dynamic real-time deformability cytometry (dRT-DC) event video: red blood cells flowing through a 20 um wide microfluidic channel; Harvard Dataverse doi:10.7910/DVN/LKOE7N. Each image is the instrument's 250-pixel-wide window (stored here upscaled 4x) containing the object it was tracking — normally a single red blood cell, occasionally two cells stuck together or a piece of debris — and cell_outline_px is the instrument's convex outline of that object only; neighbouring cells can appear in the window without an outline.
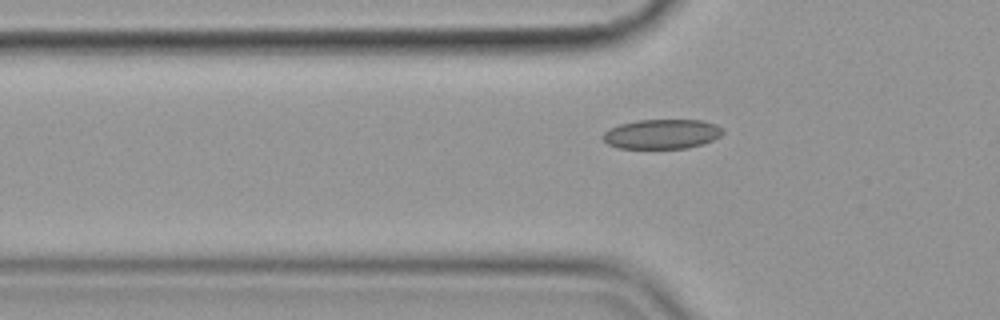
{"species": "common noctule bat (a hibernating species)", "species_latin": "Nyctalus noctula", "temperature_condition": "cold", "stored_images_in_passage": 39, "camera_frame_rate_fps": 3000, "um_per_image_px": 0.085, "animal": {"sex": "female", "body_mass_g": 19.9}, "frame": {"image": 1, "passage_image": 2, "time_ms": 0.333, "image_size_px": [1000, 320], "cell_outline_px": [[724, 132], [720, 136], [712, 140], [688, 148], [616, 148], [608, 144], [600, 136], [608, 128], [620, 124], [636, 120], [700, 120], [716, 124], [724, 128]], "centroid_in_image_um": [56.23, 11.39], "position_along_channel_um": 69.6, "area_um2": 20.81}}
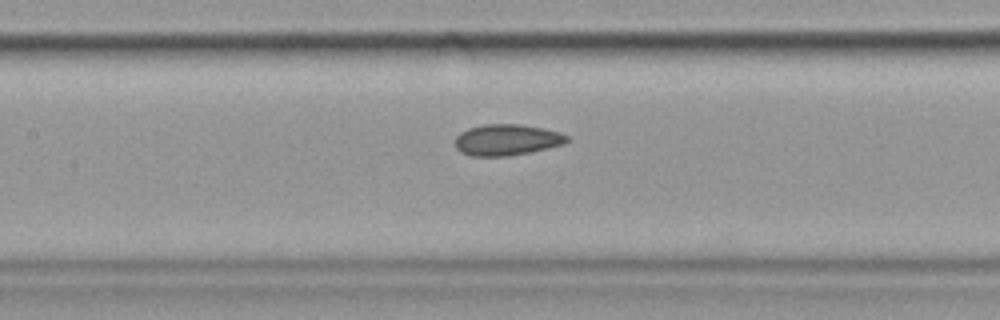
{"frame": {"image": 2, "passage_image": 10, "time_ms": 3.0, "image_size_px": [1000, 320], "cell_outline_px": [[568, 140], [564, 144], [528, 152], [508, 156], [472, 156], [460, 152], [456, 148], [456, 136], [460, 132], [468, 128], [484, 124], [520, 124], [544, 128], [560, 132], [568, 136]], "centroid_in_image_um": [43.06, 11.88], "position_along_channel_um": 164.3, "area_um2": 20.29}}
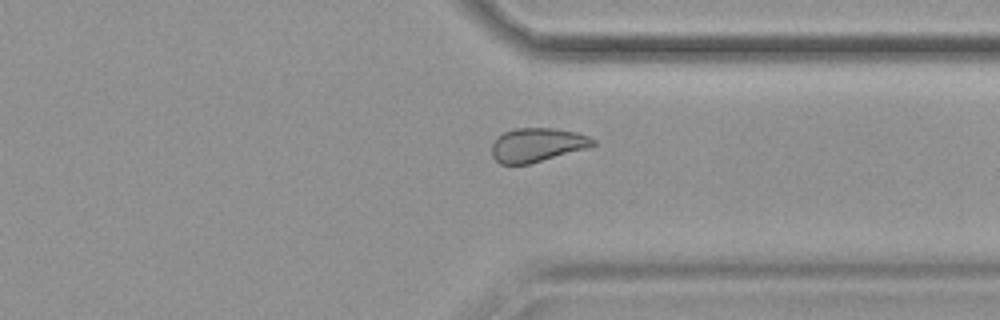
{"frame": {"image": 3, "passage_image": 27, "time_ms": 8.667, "image_size_px": [1000, 320], "cell_outline_px": [[596, 144], [588, 148], [528, 164], [500, 164], [492, 156], [492, 144], [496, 136], [504, 132], [516, 128], [556, 128], [576, 132], [588, 136], [596, 140]], "centroid_in_image_um": [45.65, 12.31], "position_along_channel_um": 365.7, "area_um2": 20.06}}